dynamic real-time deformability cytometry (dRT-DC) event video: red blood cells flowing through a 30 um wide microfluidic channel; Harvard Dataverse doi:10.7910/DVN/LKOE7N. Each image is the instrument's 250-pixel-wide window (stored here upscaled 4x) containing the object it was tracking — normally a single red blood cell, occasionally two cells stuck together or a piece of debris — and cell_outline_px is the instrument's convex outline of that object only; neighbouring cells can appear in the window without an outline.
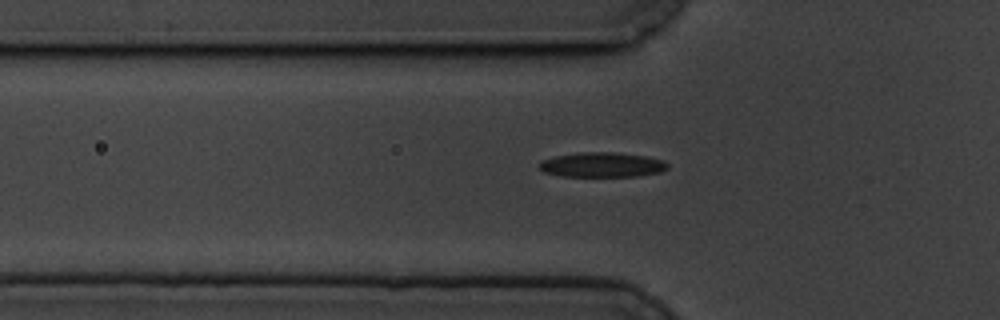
{"species": "common noctule bat (a hibernating species)", "species_latin": "Nyctalus noctula", "temperature_condition": "cold", "stored_images_in_passage": 39, "camera_frame_rate_fps": 3000, "um_per_image_px": 0.085, "animal": {"sex": "male", "body_mass_g": 19.5, "forearm_length_mm": 54.6}, "frame": {"image": 1, "passage_image": 2, "time_ms": 0.333, "image_size_px": [1000, 320], "cell_outline_px": [[668, 168], [660, 172], [636, 176], [564, 176], [544, 172], [540, 168], [540, 160], [556, 156], [580, 152], [616, 152], [648, 156], [664, 160], [668, 164]], "centroid_in_image_um": [51.21, 13.99], "position_along_channel_um": 74.6, "area_um2": 18.55}}
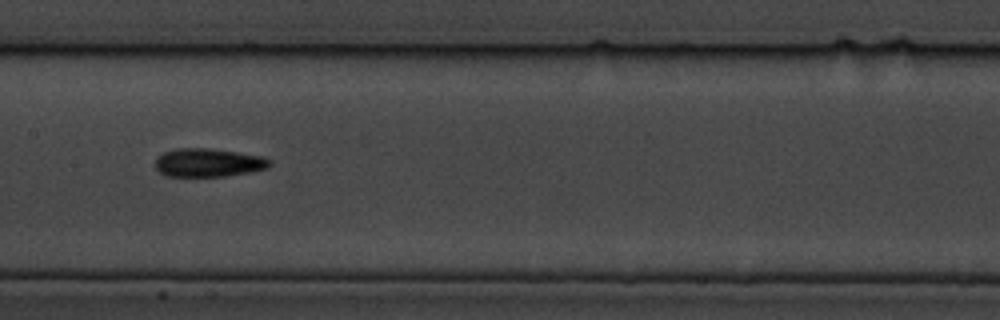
{"frame": {"image": 2, "passage_image": 12, "time_ms": 3.667, "image_size_px": [1000, 320], "cell_outline_px": [[272, 164], [268, 168], [248, 172], [224, 176], [164, 176], [156, 168], [156, 156], [164, 152], [176, 148], [212, 148], [264, 156], [272, 160]], "centroid_in_image_um": [17.72, 13.81], "position_along_channel_um": 189.7, "area_um2": 19.13}}
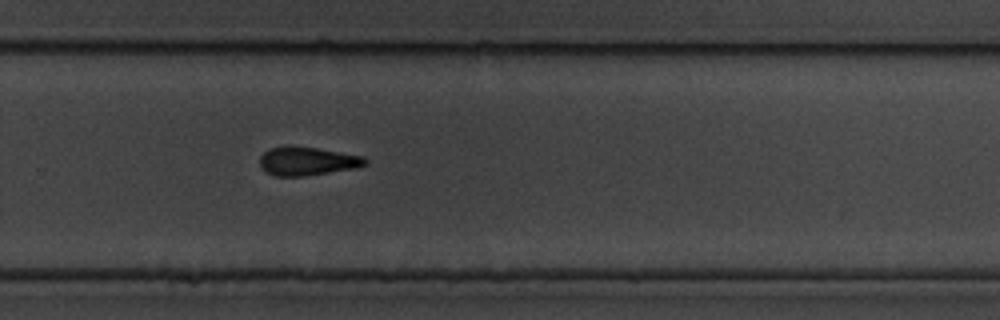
{"frame": {"image": 3, "passage_image": 22, "time_ms": 7.0, "image_size_px": [1000, 320], "cell_outline_px": [[368, 164], [356, 168], [304, 176], [276, 176], [268, 172], [260, 164], [260, 156], [268, 148], [292, 144], [364, 156], [368, 160]], "centroid_in_image_um": [26.13, 13.67], "position_along_channel_um": 303.7, "area_um2": 17.69}}